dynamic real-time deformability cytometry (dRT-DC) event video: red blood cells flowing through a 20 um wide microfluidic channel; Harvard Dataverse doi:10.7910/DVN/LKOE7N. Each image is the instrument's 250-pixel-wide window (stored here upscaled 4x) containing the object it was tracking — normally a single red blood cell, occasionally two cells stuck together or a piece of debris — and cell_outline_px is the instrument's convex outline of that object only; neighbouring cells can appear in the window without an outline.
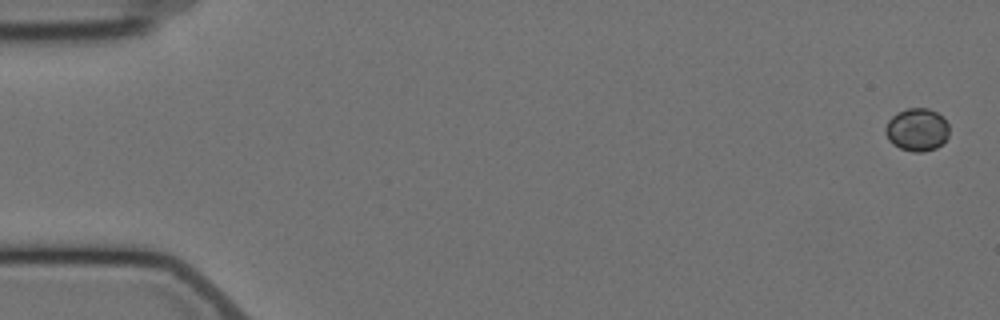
{"species": "Egyptian fruit bat (a non-hibernating species)", "species_latin": "Rousettus aegyptiacus", "temperature_condition": "cold", "stored_images_in_passage": 6, "camera_frame_rate_fps": 3000, "um_per_image_px": 0.085, "animal": {"sex": "female"}, "frame": {"image": 1, "passage_image": 1, "time_ms": 0.0, "image_size_px": [1000, 320], "cell_outline_px": [[948, 136], [936, 148], [924, 152], [912, 152], [900, 148], [892, 144], [888, 140], [884, 132], [884, 128], [888, 120], [896, 112], [908, 108], [928, 108], [944, 116], [948, 124]], "centroid_in_image_um": [77.92, 11.01], "position_along_channel_um": 7.1, "area_um2": 16.13}}
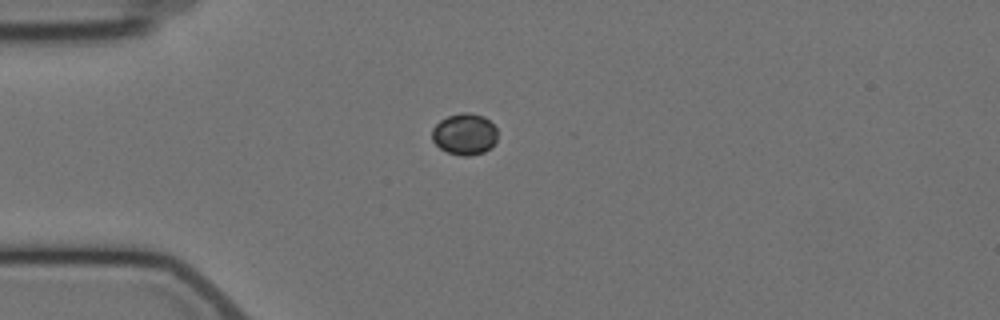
{"frame": {"image": 2, "passage_image": 5, "time_ms": 4.667, "image_size_px": [1000, 320], "cell_outline_px": [[496, 140], [492, 148], [484, 152], [472, 156], [460, 156], [448, 152], [440, 148], [432, 140], [432, 128], [440, 120], [448, 116], [460, 112], [468, 112], [484, 116], [496, 128]], "centroid_in_image_um": [39.49, 11.41], "position_along_channel_um": 45.5, "area_um2": 15.95}}